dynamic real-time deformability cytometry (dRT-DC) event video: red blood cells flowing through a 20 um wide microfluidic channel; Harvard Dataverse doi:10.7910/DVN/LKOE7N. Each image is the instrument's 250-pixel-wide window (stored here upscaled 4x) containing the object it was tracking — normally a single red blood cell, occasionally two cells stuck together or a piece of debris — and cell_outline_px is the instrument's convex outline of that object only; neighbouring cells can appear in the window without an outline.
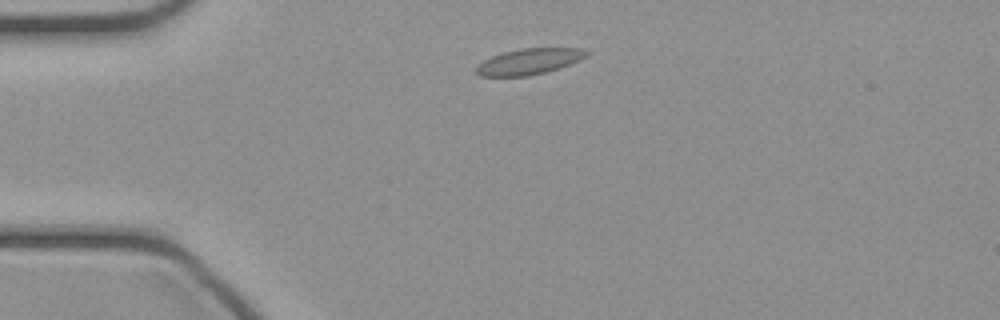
{"species": "common noctule bat (a hibernating species)", "species_latin": "Nyctalus noctula", "temperature_condition": "cold", "stored_images_in_passage": 40, "camera_frame_rate_fps": 3000, "um_per_image_px": 0.085, "animal": {"sex": "female", "body_mass_g": 21.9}, "frame": {"image": 1, "passage_image": 4, "time_ms": 1.0, "image_size_px": [1000, 320], "cell_outline_px": [[588, 56], [580, 60], [544, 72], [528, 76], [480, 76], [476, 72], [476, 64], [492, 56], [504, 52], [520, 48], [584, 48], [588, 52]], "centroid_in_image_um": [44.95, 5.22], "position_along_channel_um": 40.0, "area_um2": 16.53}}
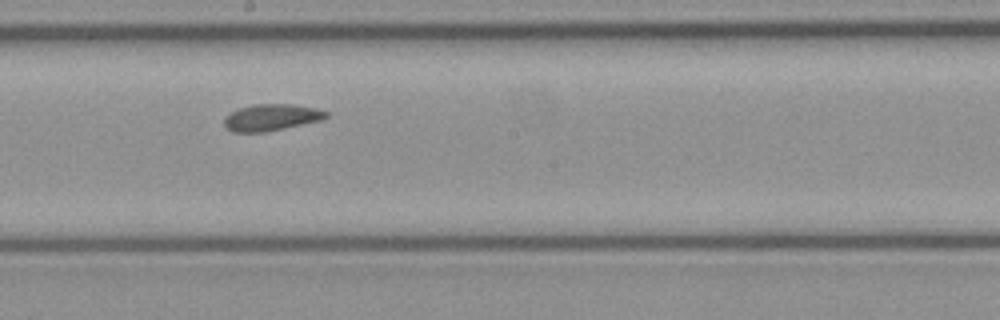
{"frame": {"image": 2, "passage_image": 19, "time_ms": 6.0, "image_size_px": [1000, 320], "cell_outline_px": [[328, 116], [324, 120], [264, 132], [232, 132], [224, 128], [224, 116], [240, 108], [256, 104], [292, 104], [316, 108], [328, 112]], "centroid_in_image_um": [23.07, 9.99], "position_along_channel_um": 225.1, "area_um2": 15.9}}
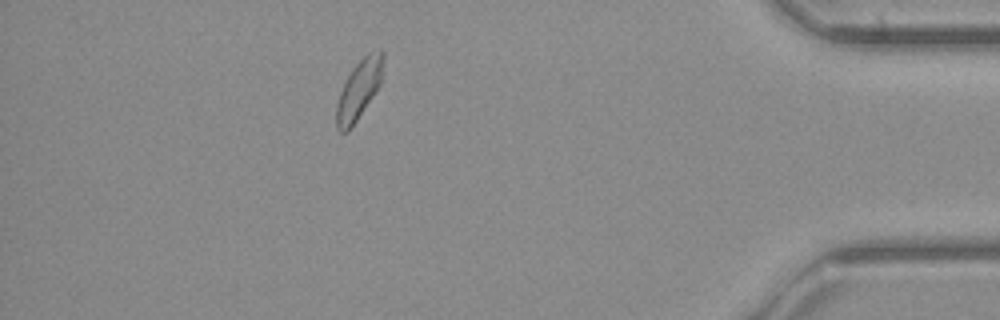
{"frame": {"image": 3, "passage_image": 35, "time_ms": 11.333, "image_size_px": [1000, 320], "cell_outline_px": [[384, 56], [380, 84], [348, 132], [340, 132], [336, 128], [336, 104], [340, 92], [352, 68], [368, 52], [380, 48], [384, 52]], "centroid_in_image_um": [30.5, 7.58], "position_along_channel_um": 404.7, "area_um2": 15.9}}